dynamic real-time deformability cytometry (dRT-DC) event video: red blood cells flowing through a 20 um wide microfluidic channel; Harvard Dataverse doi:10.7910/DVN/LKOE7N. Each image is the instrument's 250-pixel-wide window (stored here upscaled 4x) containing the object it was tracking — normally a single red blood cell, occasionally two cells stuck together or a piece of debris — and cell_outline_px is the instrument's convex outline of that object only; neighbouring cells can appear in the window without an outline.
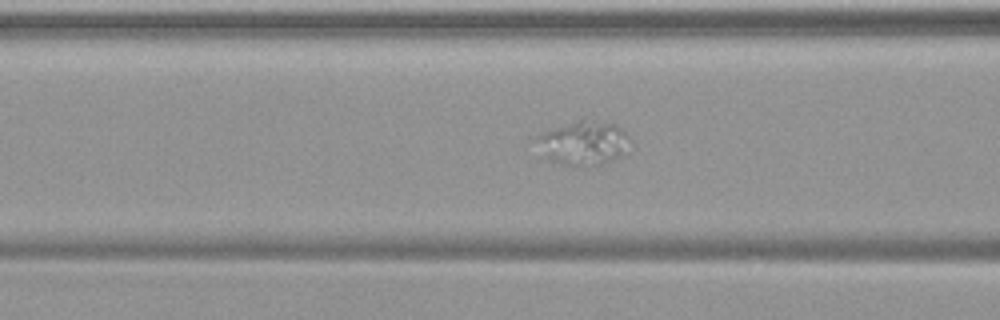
{"species": "common noctule bat (a hibernating species)", "species_latin": "Nyctalus noctula", "temperature_condition": "warm", "stored_images_in_passage": 56, "camera_frame_rate_fps": 3000, "um_per_image_px": 0.085, "animal": {"sex": "female", "body_mass_g": 19.9}, "frame": {"image": 1, "passage_image": 24, "time_ms": 7.667, "image_size_px": [1000, 320], "cell_outline_px": [[632, 152], [612, 160], [600, 164], [564, 164], [552, 160], [548, 156], [536, 136], [544, 132], [580, 116], [616, 124], [632, 140]], "centroid_in_image_um": [49.76, 12.07], "position_along_channel_um": 116.8, "area_um2": 24.04}}
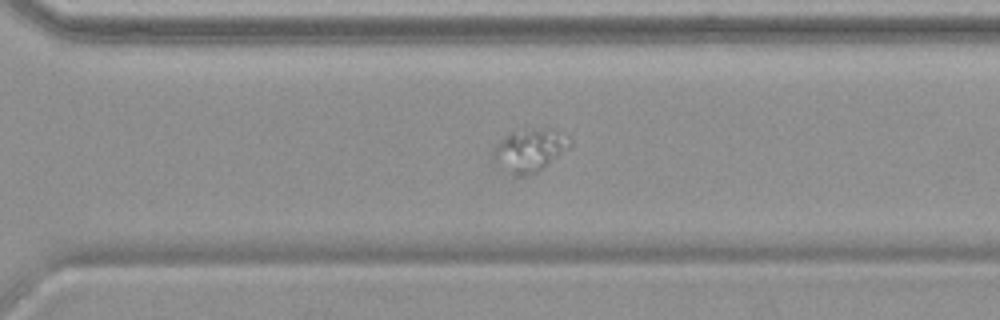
{"frame": {"image": 2, "passage_image": 41, "time_ms": 13.333, "image_size_px": [1000, 320], "cell_outline_px": [[572, 144], [568, 148], [544, 168], [528, 176], [516, 176], [492, 156], [492, 152], [504, 136], [512, 132], [532, 128], [552, 128], [568, 136], [572, 140]], "centroid_in_image_um": [45.1, 12.73], "position_along_channel_um": 325.5, "area_um2": 18.79}}
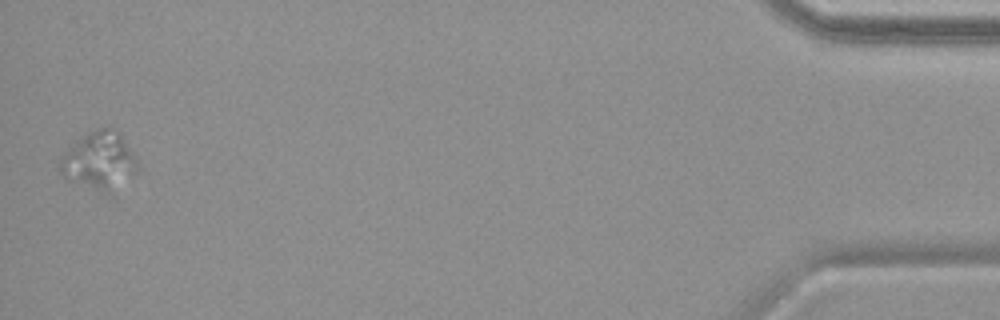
{"frame": {"image": 3, "passage_image": 56, "time_ms": 18.333, "image_size_px": [1000, 320], "cell_outline_px": [[140, 168], [108, 196], [68, 180], [56, 168], [60, 160], [76, 140], [88, 132], [96, 128], [108, 124], [120, 132], [136, 160]], "centroid_in_image_um": [8.43, 13.66], "position_along_channel_um": 426.8, "area_um2": 26.47}}